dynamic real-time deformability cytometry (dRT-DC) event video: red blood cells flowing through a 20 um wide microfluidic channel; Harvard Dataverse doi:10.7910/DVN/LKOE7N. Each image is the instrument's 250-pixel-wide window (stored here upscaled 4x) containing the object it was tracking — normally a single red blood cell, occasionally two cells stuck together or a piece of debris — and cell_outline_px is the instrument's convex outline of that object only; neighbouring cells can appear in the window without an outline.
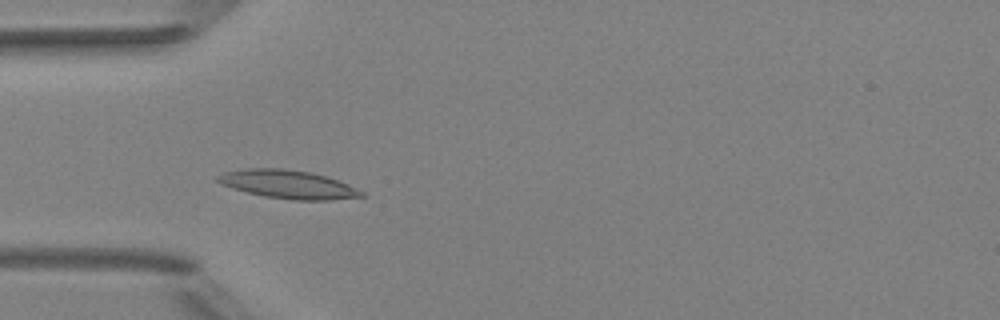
{"species": "Egyptian fruit bat (a non-hibernating species)", "species_latin": "Rousettus aegyptiacus", "temperature_condition": "room temperature", "stored_images_in_passage": 4, "camera_frame_rate_fps": 3000, "um_per_image_px": 0.085, "animal": {"sex": "female"}, "frame": {"image": 1, "passage_image": 3, "time_ms": 2.0, "image_size_px": [1000, 320], "cell_outline_px": [[368, 196], [328, 200], [292, 200], [264, 196], [232, 188], [220, 184], [216, 180], [216, 176], [224, 172], [248, 168], [284, 168], [308, 172], [328, 176], [348, 184], [364, 192]], "centroid_in_image_um": [24.5, 15.67], "position_along_channel_um": 60.5, "area_um2": 23.87}}
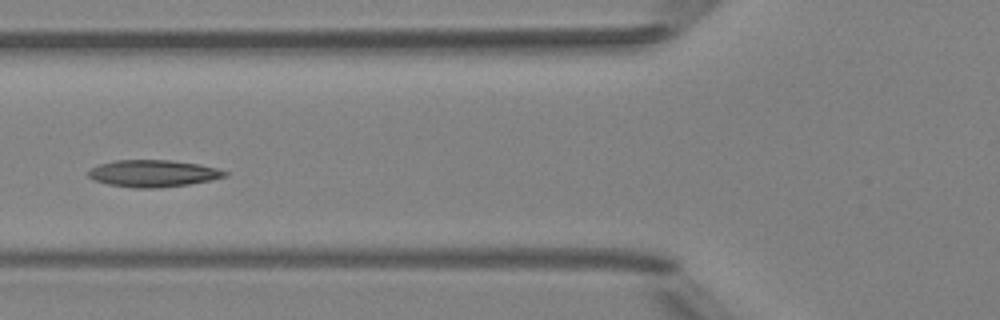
{"frame": {"image": 2, "passage_image": 4, "time_ms": 3.333, "image_size_px": [1000, 320], "cell_outline_px": [[228, 176], [212, 180], [188, 184], [160, 188], [136, 188], [108, 184], [92, 180], [88, 176], [88, 172], [92, 168], [100, 164], [116, 160], [168, 160], [200, 164], [216, 168], [228, 172]], "centroid_in_image_um": [13.03, 14.74], "position_along_channel_um": 112.8, "area_um2": 21.44}}